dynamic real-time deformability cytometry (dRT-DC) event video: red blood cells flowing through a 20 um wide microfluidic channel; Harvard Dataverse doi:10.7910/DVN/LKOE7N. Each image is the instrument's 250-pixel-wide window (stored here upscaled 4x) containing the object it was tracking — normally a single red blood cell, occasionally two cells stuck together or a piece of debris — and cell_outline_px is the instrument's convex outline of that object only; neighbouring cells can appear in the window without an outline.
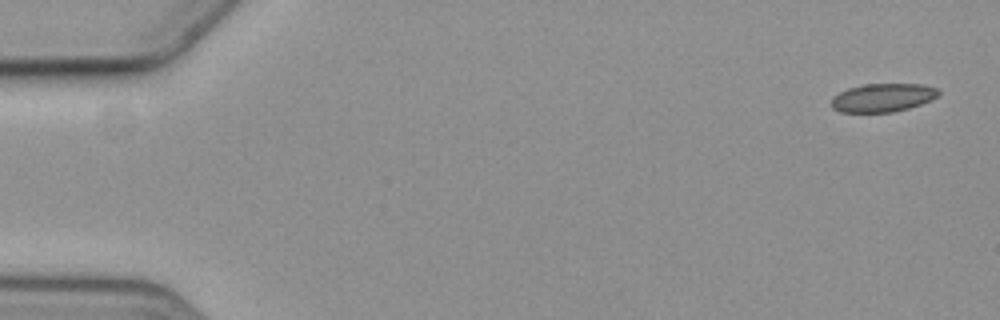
{"species": "common noctule bat (a hibernating species)", "species_latin": "Nyctalus noctula", "temperature_condition": "cold", "stored_images_in_passage": 6, "camera_frame_rate_fps": 3000, "um_per_image_px": 0.085, "animal": {"sex": "female", "body_mass_g": 19.3, "forearm_length_mm": 54.1}, "frame": {"image": 1, "passage_image": 1, "time_ms": 0.0, "image_size_px": [1000, 320], "cell_outline_px": [[940, 92], [936, 96], [920, 104], [908, 108], [892, 112], [840, 112], [832, 108], [832, 96], [848, 88], [864, 84], [924, 84], [940, 88]], "centroid_in_image_um": [75.02, 8.29], "position_along_channel_um": 10.0, "area_um2": 17.69}}